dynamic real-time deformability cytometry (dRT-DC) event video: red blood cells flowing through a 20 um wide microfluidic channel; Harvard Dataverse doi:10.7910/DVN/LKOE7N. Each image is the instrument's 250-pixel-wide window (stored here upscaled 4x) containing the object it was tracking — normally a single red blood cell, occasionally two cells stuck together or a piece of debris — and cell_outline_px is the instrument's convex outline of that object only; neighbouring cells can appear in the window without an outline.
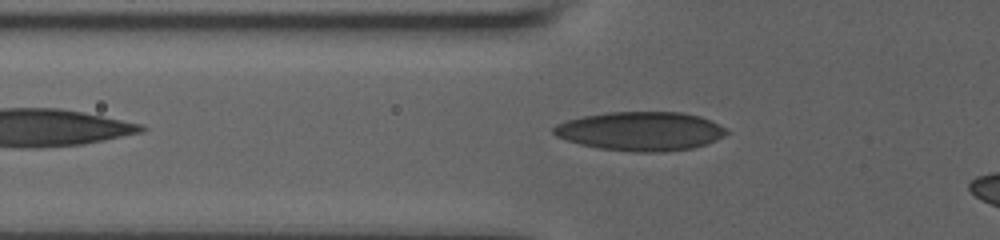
{"species": "human", "species_latin": "Homo sapiens", "temperature_condition": "room temperature", "stored_images_in_passage": 35, "camera_frame_rate_fps": 3000, "um_per_image_px": 0.085, "donor": {"sex": "male"}, "frame": {"image": 1, "passage_image": 3, "time_ms": 0.667, "image_size_px": [1000, 240], "cell_outline_px": [[728, 132], [724, 136], [716, 140], [692, 148], [664, 152], [632, 152], [600, 148], [580, 144], [564, 140], [556, 136], [552, 132], [552, 128], [556, 124], [568, 120], [584, 116], [608, 112], [684, 112], [700, 116], [728, 128]], "centroid_in_image_um": [54.45, 11.15], "position_along_channel_um": 71.3, "area_um2": 39.36}}
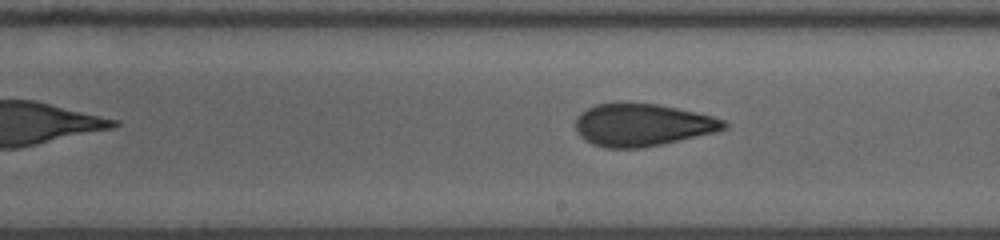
{"frame": {"image": 2, "passage_image": 16, "time_ms": 5.0, "image_size_px": [1000, 240], "cell_outline_px": [[728, 128], [720, 132], [664, 144], [640, 148], [604, 148], [592, 144], [584, 140], [576, 132], [576, 116], [580, 112], [596, 104], [656, 104], [696, 112], [712, 116], [724, 120], [728, 124]], "centroid_in_image_um": [54.63, 10.65], "position_along_channel_um": 234.4, "area_um2": 36.88}}
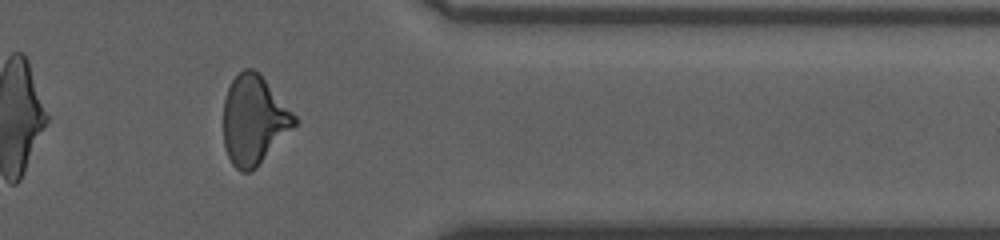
{"frame": {"image": 3, "passage_image": 29, "time_ms": 9.333, "image_size_px": [1000, 240], "cell_outline_px": [[300, 120], [256, 168], [248, 172], [240, 172], [232, 164], [224, 148], [224, 100], [228, 88], [232, 80], [244, 68], [252, 68], [260, 72]], "centroid_in_image_um": [21.59, 10.19], "position_along_channel_um": 389.8, "area_um2": 36.99}}